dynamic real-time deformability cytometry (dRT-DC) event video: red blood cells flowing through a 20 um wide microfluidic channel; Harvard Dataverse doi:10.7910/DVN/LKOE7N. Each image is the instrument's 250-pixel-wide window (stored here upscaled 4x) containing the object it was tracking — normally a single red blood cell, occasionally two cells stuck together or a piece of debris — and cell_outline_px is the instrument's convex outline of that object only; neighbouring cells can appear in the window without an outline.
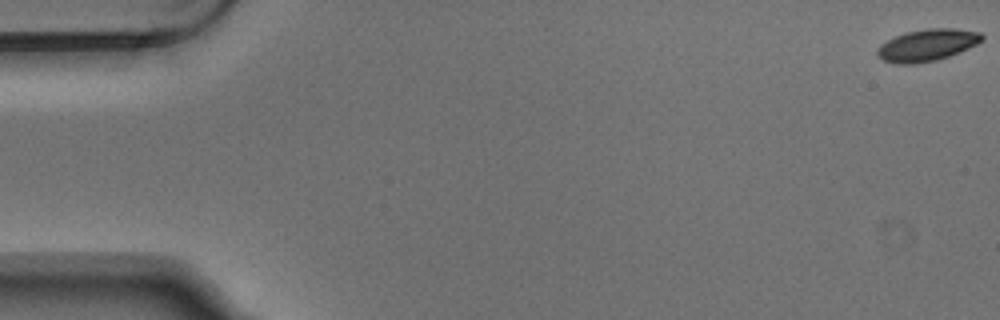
{"species": "Egyptian fruit bat (a non-hibernating species)", "species_latin": "Rousettus aegyptiacus", "temperature_condition": "warm", "stored_images_in_passage": 5, "camera_frame_rate_fps": 3000, "um_per_image_px": 0.085, "animal": {"sex": "male"}, "frame": {"image": 1, "passage_image": 1, "time_ms": 0.0, "image_size_px": [1000, 320], "cell_outline_px": [[984, 40], [960, 52], [936, 60], [916, 64], [896, 64], [884, 60], [876, 52], [880, 44], [896, 36], [908, 32], [928, 28], [956, 28], [980, 32], [984, 36]], "centroid_in_image_um": [78.84, 3.83], "position_along_channel_um": 6.2, "area_um2": 19.36}}
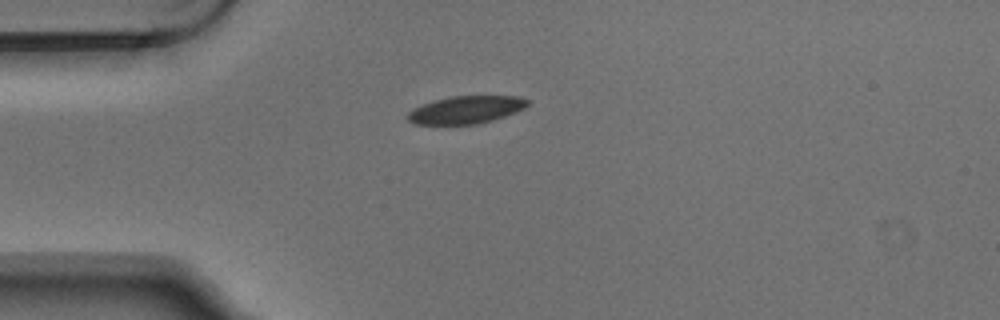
{"frame": {"image": 2, "passage_image": 5, "time_ms": 1.333, "image_size_px": [1000, 320], "cell_outline_px": [[528, 104], [524, 108], [516, 112], [492, 120], [476, 124], [416, 124], [408, 120], [404, 116], [412, 108], [448, 96], [520, 96], [528, 100]], "centroid_in_image_um": [39.58, 9.33], "position_along_channel_um": 45.4, "area_um2": 19.25}}